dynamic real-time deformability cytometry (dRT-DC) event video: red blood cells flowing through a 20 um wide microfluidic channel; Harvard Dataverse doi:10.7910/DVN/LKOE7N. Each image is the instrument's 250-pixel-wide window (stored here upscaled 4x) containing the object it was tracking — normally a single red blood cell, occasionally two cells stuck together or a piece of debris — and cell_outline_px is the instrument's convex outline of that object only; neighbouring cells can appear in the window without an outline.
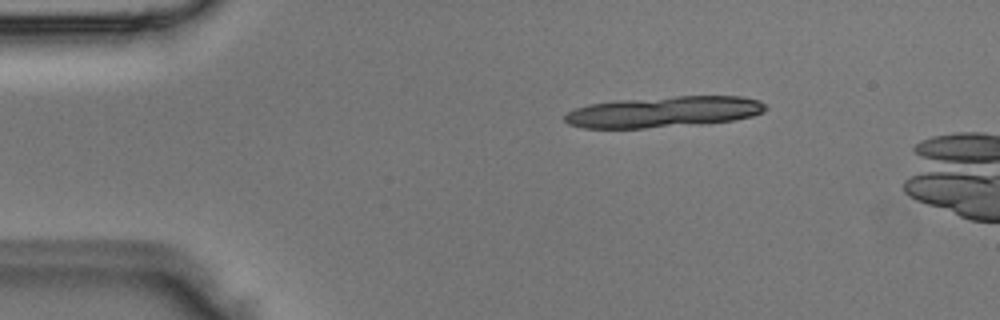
{"species": "Egyptian fruit bat (a non-hibernating species)", "species_latin": "Rousettus aegyptiacus", "temperature_condition": "room temperature", "stored_images_in_passage": 3, "camera_frame_rate_fps": 3000, "um_per_image_px": 0.085, "animal": {"sex": "male"}, "frame": {"image": 1, "passage_image": 1, "time_ms": 0.0, "image_size_px": [1000, 320], "cell_outline_px": [[768, 108], [764, 112], [752, 116], [732, 120], [700, 124], [644, 128], [584, 128], [568, 124], [564, 120], [564, 116], [568, 112], [576, 108], [588, 104], [616, 100], [676, 96], [740, 96], [760, 100]], "centroid_in_image_um": [56.41, 9.5], "position_along_channel_um": 28.6, "area_um2": 36.36}}